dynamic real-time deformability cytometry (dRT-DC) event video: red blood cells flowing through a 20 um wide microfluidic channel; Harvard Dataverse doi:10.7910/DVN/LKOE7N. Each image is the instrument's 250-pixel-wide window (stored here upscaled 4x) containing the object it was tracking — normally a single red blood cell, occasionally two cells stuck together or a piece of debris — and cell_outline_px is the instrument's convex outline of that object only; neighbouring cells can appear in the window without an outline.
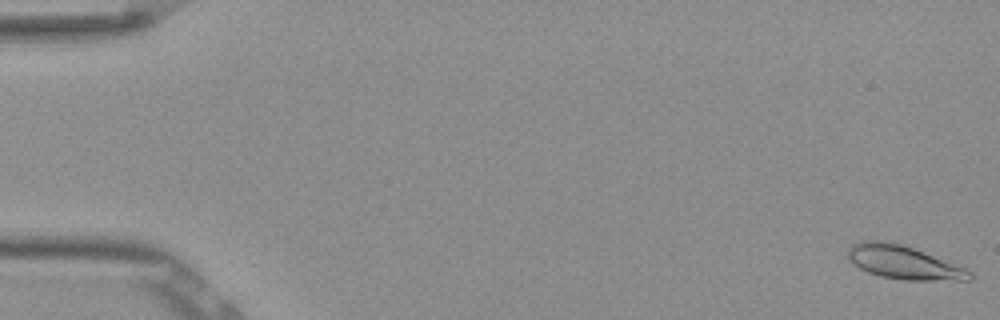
{"species": "Egyptian fruit bat (a non-hibernating species)", "species_latin": "Rousettus aegyptiacus", "temperature_condition": "room temperature", "stored_images_in_passage": 53, "camera_frame_rate_fps": 3000, "um_per_image_px": 0.085, "frame": {"image": 1, "passage_image": 1, "time_ms": 0.0, "image_size_px": [1000, 320], "cell_outline_px": [[972, 280], [904, 280], [880, 276], [868, 272], [860, 268], [848, 260], [848, 248], [852, 244], [860, 240], [884, 240], [900, 244], [912, 248], [968, 268], [972, 272]], "centroid_in_image_um": [76.8, 22.3], "position_along_channel_um": 8.2, "area_um2": 23.81}}
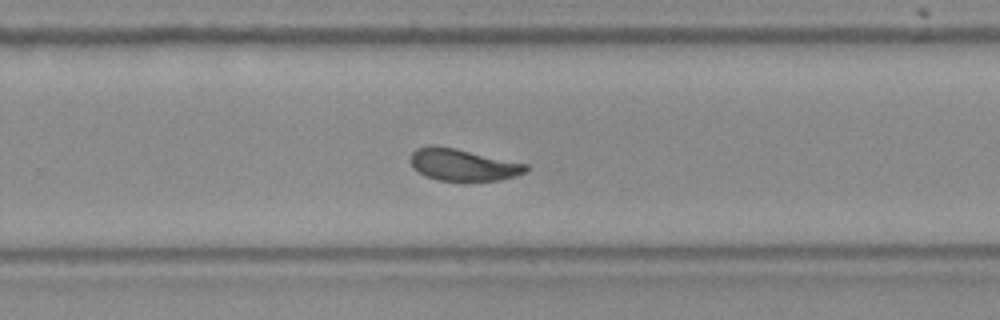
{"frame": {"image": 2, "passage_image": 35, "time_ms": 11.333, "image_size_px": [1000, 320], "cell_outline_px": [[528, 168], [524, 172], [516, 176], [500, 180], [436, 180], [424, 176], [412, 168], [412, 152], [416, 148], [432, 144], [456, 148], [528, 164]], "centroid_in_image_um": [39.32, 13.99], "position_along_channel_um": 290.5, "area_um2": 21.44}}
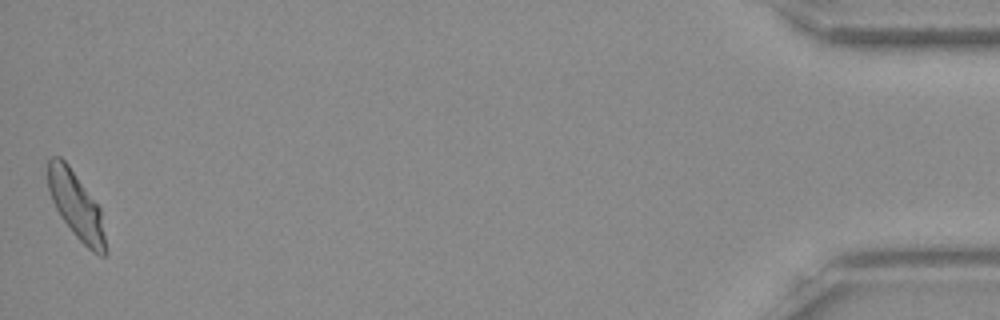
{"frame": {"image": 3, "passage_image": 53, "time_ms": 17.333, "image_size_px": [1000, 320], "cell_outline_px": [[108, 252], [104, 256], [100, 256], [92, 252], [72, 232], [60, 216], [52, 200], [48, 188], [48, 160], [52, 156], [60, 156], [68, 164], [100, 208]], "centroid_in_image_um": [6.49, 17.5], "position_along_channel_um": 428.7, "area_um2": 22.31}, "authors_computed_cell_mechanics": {"area_um2": 22.4264, "velocity_mm_per_s": 3.8355, "shape_relaxation_time_tau1_ms": 3.0869, "shape_relaxation_time_tau2_ms": 1.046, "deformation_change_tau1": 0.1121, "deformation_change_tau2": 0.059}}